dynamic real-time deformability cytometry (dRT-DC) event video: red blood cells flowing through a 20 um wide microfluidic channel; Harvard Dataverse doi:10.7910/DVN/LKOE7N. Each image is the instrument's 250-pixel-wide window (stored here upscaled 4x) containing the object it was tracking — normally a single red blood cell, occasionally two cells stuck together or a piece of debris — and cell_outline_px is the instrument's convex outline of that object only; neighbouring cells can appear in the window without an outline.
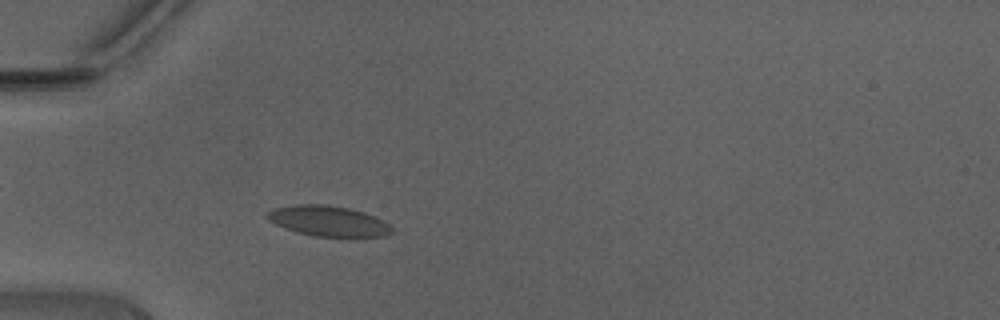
{"species": "Egyptian fruit bat (a non-hibernating species)", "species_latin": "Rousettus aegyptiacus", "temperature_condition": "warm", "stored_images_in_passage": 41, "camera_frame_rate_fps": 3000, "um_per_image_px": 0.085, "animal": {"sex": "male"}, "frame": {"image": 1, "passage_image": 9, "time_ms": 2.667, "image_size_px": [1000, 320], "cell_outline_px": [[392, 232], [384, 236], [312, 236], [296, 232], [284, 228], [276, 224], [264, 216], [272, 208], [296, 204], [324, 204], [348, 208], [364, 212], [388, 224], [392, 228]], "centroid_in_image_um": [27.84, 18.78], "position_along_channel_um": 57.2, "area_um2": 21.85}}
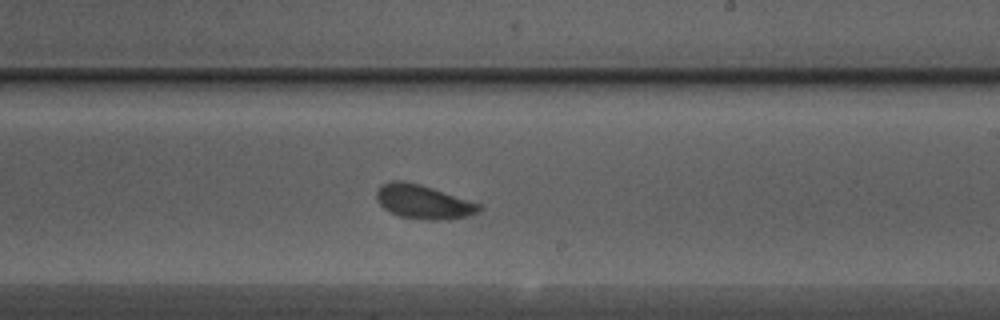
{"frame": {"image": 2, "passage_image": 23, "time_ms": 7.333, "image_size_px": [1000, 320], "cell_outline_px": [[484, 208], [480, 212], [468, 216], [448, 220], [424, 220], [400, 216], [384, 208], [376, 200], [376, 192], [380, 184], [392, 180], [404, 180], [420, 184], [484, 204]], "centroid_in_image_um": [36.04, 17.15], "position_along_channel_um": 253.0, "area_um2": 20.81}}
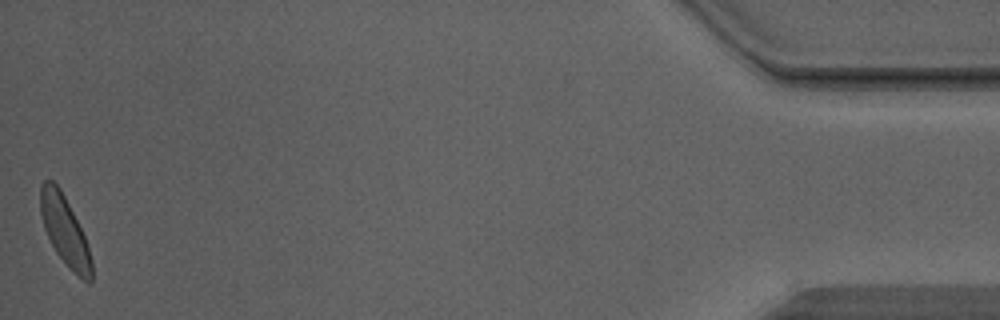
{"frame": {"image": 3, "passage_image": 41, "time_ms": 13.333, "image_size_px": [1000, 320], "cell_outline_px": [[92, 284], [88, 284], [56, 252], [44, 228], [40, 212], [40, 184], [44, 180], [52, 180], [60, 188], [84, 236], [92, 260]], "centroid_in_image_um": [5.49, 19.57], "position_along_channel_um": 429.7, "area_um2": 19.94}, "authors_computed_cell_mechanics": {"area_um2": 20.6346, "velocity_mm_per_s": 4.4149, "shape_relaxation_time_tau1_ms": 1.5701, "shape_relaxation_time_tau2_ms": null, "deformation_change_tau1": 0.089, "deformation_change_tau2": null}}